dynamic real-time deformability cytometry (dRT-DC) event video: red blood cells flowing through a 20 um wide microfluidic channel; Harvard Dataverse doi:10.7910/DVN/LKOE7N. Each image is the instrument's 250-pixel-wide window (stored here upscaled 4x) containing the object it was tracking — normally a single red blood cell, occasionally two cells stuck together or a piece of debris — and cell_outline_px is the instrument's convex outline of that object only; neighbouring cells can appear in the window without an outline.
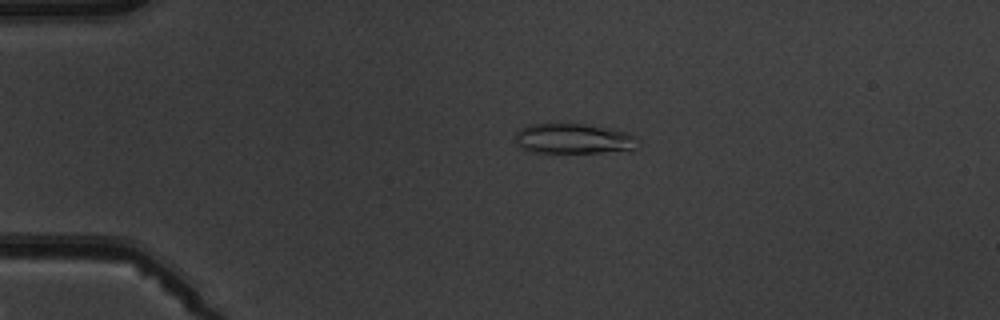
{"species": "common noctule bat (a hibernating species)", "species_latin": "Nyctalus noctula", "temperature_condition": "warm", "stored_images_in_passage": 7, "camera_frame_rate_fps": 3000, "um_per_image_px": 0.085, "animal": {"sex": "male", "body_mass_g": 19.5, "forearm_length_mm": 54.6}, "frame": {"image": 1, "passage_image": 7, "time_ms": 7.0, "image_size_px": [1000, 320], "cell_outline_px": [[640, 140], [636, 152], [532, 152], [520, 148], [516, 144], [516, 132], [520, 128], [528, 124], [568, 120], [616, 128], [628, 132], [636, 136]], "centroid_in_image_um": [48.85, 11.74], "position_along_channel_um": 36.2, "area_um2": 23.35}}